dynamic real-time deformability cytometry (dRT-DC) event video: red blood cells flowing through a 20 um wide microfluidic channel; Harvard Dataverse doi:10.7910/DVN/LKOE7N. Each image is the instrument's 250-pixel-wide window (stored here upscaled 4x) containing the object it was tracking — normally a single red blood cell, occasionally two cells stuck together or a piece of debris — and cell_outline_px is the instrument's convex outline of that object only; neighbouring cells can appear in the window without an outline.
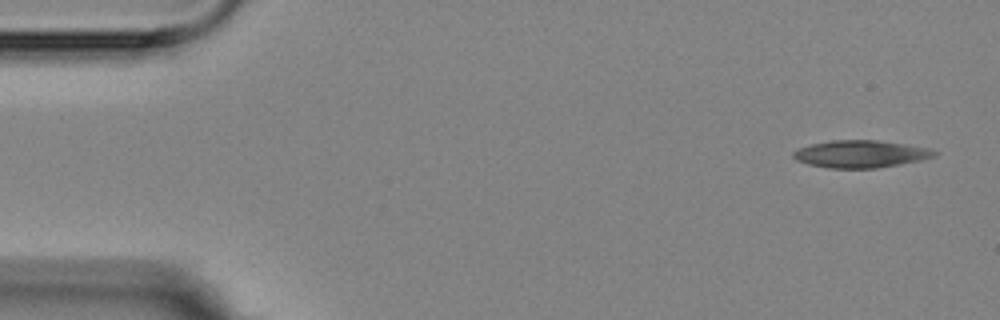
{"species": "Egyptian fruit bat (a non-hibernating species)", "species_latin": "Rousettus aegyptiacus", "temperature_condition": "room temperature", "stored_images_in_passage": 3, "camera_frame_rate_fps": 3000, "um_per_image_px": 0.085, "animal": {"sex": "female"}, "frame": {"image": 1, "passage_image": 1, "time_ms": 0.0, "image_size_px": [1000, 320], "cell_outline_px": [[936, 156], [920, 160], [876, 168], [828, 168], [808, 164], [796, 160], [792, 156], [792, 152], [796, 148], [812, 144], [832, 140], [876, 140], [904, 144], [928, 148], [936, 152]], "centroid_in_image_um": [73.09, 13.09], "position_along_channel_um": 11.9, "area_um2": 22.31}}